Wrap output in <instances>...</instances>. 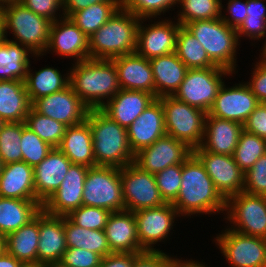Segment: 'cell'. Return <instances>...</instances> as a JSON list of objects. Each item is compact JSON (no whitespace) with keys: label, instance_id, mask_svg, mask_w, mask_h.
Segmentation results:
<instances>
[{"label":"cell","instance_id":"cell-45","mask_svg":"<svg viewBox=\"0 0 266 267\" xmlns=\"http://www.w3.org/2000/svg\"><path fill=\"white\" fill-rule=\"evenodd\" d=\"M22 161L33 168L38 165L52 150V146L43 141L23 122V132L21 136Z\"/></svg>","mask_w":266,"mask_h":267},{"label":"cell","instance_id":"cell-8","mask_svg":"<svg viewBox=\"0 0 266 267\" xmlns=\"http://www.w3.org/2000/svg\"><path fill=\"white\" fill-rule=\"evenodd\" d=\"M235 75L219 66L188 69L184 80L173 96L179 101L208 113L214 104L221 85L226 79L235 78Z\"/></svg>","mask_w":266,"mask_h":267},{"label":"cell","instance_id":"cell-26","mask_svg":"<svg viewBox=\"0 0 266 267\" xmlns=\"http://www.w3.org/2000/svg\"><path fill=\"white\" fill-rule=\"evenodd\" d=\"M243 130L240 123L207 114L200 148L203 151L232 156Z\"/></svg>","mask_w":266,"mask_h":267},{"label":"cell","instance_id":"cell-59","mask_svg":"<svg viewBox=\"0 0 266 267\" xmlns=\"http://www.w3.org/2000/svg\"><path fill=\"white\" fill-rule=\"evenodd\" d=\"M5 39L4 36V25H3V17L0 9V43Z\"/></svg>","mask_w":266,"mask_h":267},{"label":"cell","instance_id":"cell-34","mask_svg":"<svg viewBox=\"0 0 266 267\" xmlns=\"http://www.w3.org/2000/svg\"><path fill=\"white\" fill-rule=\"evenodd\" d=\"M39 200L0 197V234L9 233L27 225L42 210Z\"/></svg>","mask_w":266,"mask_h":267},{"label":"cell","instance_id":"cell-39","mask_svg":"<svg viewBox=\"0 0 266 267\" xmlns=\"http://www.w3.org/2000/svg\"><path fill=\"white\" fill-rule=\"evenodd\" d=\"M246 11L247 17L237 29L240 44L242 43L240 39L244 40V38L249 42L252 41L251 46L258 41L263 44L266 40V0H247Z\"/></svg>","mask_w":266,"mask_h":267},{"label":"cell","instance_id":"cell-6","mask_svg":"<svg viewBox=\"0 0 266 267\" xmlns=\"http://www.w3.org/2000/svg\"><path fill=\"white\" fill-rule=\"evenodd\" d=\"M1 13L6 39L27 47L35 55L44 54L49 43L51 20L35 14L20 2L1 8ZM10 34L12 39L8 38Z\"/></svg>","mask_w":266,"mask_h":267},{"label":"cell","instance_id":"cell-54","mask_svg":"<svg viewBox=\"0 0 266 267\" xmlns=\"http://www.w3.org/2000/svg\"><path fill=\"white\" fill-rule=\"evenodd\" d=\"M245 131L266 139V103H260L243 124Z\"/></svg>","mask_w":266,"mask_h":267},{"label":"cell","instance_id":"cell-35","mask_svg":"<svg viewBox=\"0 0 266 267\" xmlns=\"http://www.w3.org/2000/svg\"><path fill=\"white\" fill-rule=\"evenodd\" d=\"M39 213L27 225L4 237V250L22 263H37Z\"/></svg>","mask_w":266,"mask_h":267},{"label":"cell","instance_id":"cell-3","mask_svg":"<svg viewBox=\"0 0 266 267\" xmlns=\"http://www.w3.org/2000/svg\"><path fill=\"white\" fill-rule=\"evenodd\" d=\"M86 121L90 125L96 166L123 168L134 162L128 132L100 109H89Z\"/></svg>","mask_w":266,"mask_h":267},{"label":"cell","instance_id":"cell-50","mask_svg":"<svg viewBox=\"0 0 266 267\" xmlns=\"http://www.w3.org/2000/svg\"><path fill=\"white\" fill-rule=\"evenodd\" d=\"M252 63L251 77L244 81L260 103H266V59L258 56ZM254 65V67H253Z\"/></svg>","mask_w":266,"mask_h":267},{"label":"cell","instance_id":"cell-1","mask_svg":"<svg viewBox=\"0 0 266 267\" xmlns=\"http://www.w3.org/2000/svg\"><path fill=\"white\" fill-rule=\"evenodd\" d=\"M181 179L179 194L171 204L182 219L221 213L224 217L226 200L216 190L204 165L193 152L182 163Z\"/></svg>","mask_w":266,"mask_h":267},{"label":"cell","instance_id":"cell-58","mask_svg":"<svg viewBox=\"0 0 266 267\" xmlns=\"http://www.w3.org/2000/svg\"><path fill=\"white\" fill-rule=\"evenodd\" d=\"M21 264V261L17 260L5 250L0 253V267H20Z\"/></svg>","mask_w":266,"mask_h":267},{"label":"cell","instance_id":"cell-5","mask_svg":"<svg viewBox=\"0 0 266 267\" xmlns=\"http://www.w3.org/2000/svg\"><path fill=\"white\" fill-rule=\"evenodd\" d=\"M184 27L197 38L216 66L238 73L237 54L241 44L236 29L221 18L194 21Z\"/></svg>","mask_w":266,"mask_h":267},{"label":"cell","instance_id":"cell-31","mask_svg":"<svg viewBox=\"0 0 266 267\" xmlns=\"http://www.w3.org/2000/svg\"><path fill=\"white\" fill-rule=\"evenodd\" d=\"M31 61L24 81L30 103L36 99L59 92L70 85V68L66 73L46 65L39 70L31 68Z\"/></svg>","mask_w":266,"mask_h":267},{"label":"cell","instance_id":"cell-47","mask_svg":"<svg viewBox=\"0 0 266 267\" xmlns=\"http://www.w3.org/2000/svg\"><path fill=\"white\" fill-rule=\"evenodd\" d=\"M181 175L182 164L169 166L154 174L160 195L166 203H172L178 196L181 188Z\"/></svg>","mask_w":266,"mask_h":267},{"label":"cell","instance_id":"cell-56","mask_svg":"<svg viewBox=\"0 0 266 267\" xmlns=\"http://www.w3.org/2000/svg\"><path fill=\"white\" fill-rule=\"evenodd\" d=\"M107 0H63L64 17H70L74 12L87 8L91 4H96Z\"/></svg>","mask_w":266,"mask_h":267},{"label":"cell","instance_id":"cell-11","mask_svg":"<svg viewBox=\"0 0 266 267\" xmlns=\"http://www.w3.org/2000/svg\"><path fill=\"white\" fill-rule=\"evenodd\" d=\"M218 232L212 243L220 249L228 267H266L265 238L241 234L226 225Z\"/></svg>","mask_w":266,"mask_h":267},{"label":"cell","instance_id":"cell-49","mask_svg":"<svg viewBox=\"0 0 266 267\" xmlns=\"http://www.w3.org/2000/svg\"><path fill=\"white\" fill-rule=\"evenodd\" d=\"M102 256L81 248H67L59 264L54 266L99 267Z\"/></svg>","mask_w":266,"mask_h":267},{"label":"cell","instance_id":"cell-60","mask_svg":"<svg viewBox=\"0 0 266 267\" xmlns=\"http://www.w3.org/2000/svg\"><path fill=\"white\" fill-rule=\"evenodd\" d=\"M18 2H20V0H0V9Z\"/></svg>","mask_w":266,"mask_h":267},{"label":"cell","instance_id":"cell-46","mask_svg":"<svg viewBox=\"0 0 266 267\" xmlns=\"http://www.w3.org/2000/svg\"><path fill=\"white\" fill-rule=\"evenodd\" d=\"M111 211L94 206L81 205L67 217L77 226L90 230H105Z\"/></svg>","mask_w":266,"mask_h":267},{"label":"cell","instance_id":"cell-22","mask_svg":"<svg viewBox=\"0 0 266 267\" xmlns=\"http://www.w3.org/2000/svg\"><path fill=\"white\" fill-rule=\"evenodd\" d=\"M127 132L129 144L134 154L167 135L161 102L156 99L134 120Z\"/></svg>","mask_w":266,"mask_h":267},{"label":"cell","instance_id":"cell-64","mask_svg":"<svg viewBox=\"0 0 266 267\" xmlns=\"http://www.w3.org/2000/svg\"><path fill=\"white\" fill-rule=\"evenodd\" d=\"M2 167H3V163H2L1 158H0V174H1V171H2Z\"/></svg>","mask_w":266,"mask_h":267},{"label":"cell","instance_id":"cell-2","mask_svg":"<svg viewBox=\"0 0 266 267\" xmlns=\"http://www.w3.org/2000/svg\"><path fill=\"white\" fill-rule=\"evenodd\" d=\"M71 64L70 85L89 109H101L119 92L117 70L112 60L89 58Z\"/></svg>","mask_w":266,"mask_h":267},{"label":"cell","instance_id":"cell-51","mask_svg":"<svg viewBox=\"0 0 266 267\" xmlns=\"http://www.w3.org/2000/svg\"><path fill=\"white\" fill-rule=\"evenodd\" d=\"M26 8L52 22L63 18V0H20ZM59 11V13H58Z\"/></svg>","mask_w":266,"mask_h":267},{"label":"cell","instance_id":"cell-24","mask_svg":"<svg viewBox=\"0 0 266 267\" xmlns=\"http://www.w3.org/2000/svg\"><path fill=\"white\" fill-rule=\"evenodd\" d=\"M157 98L146 91L120 89L100 110L126 129Z\"/></svg>","mask_w":266,"mask_h":267},{"label":"cell","instance_id":"cell-42","mask_svg":"<svg viewBox=\"0 0 266 267\" xmlns=\"http://www.w3.org/2000/svg\"><path fill=\"white\" fill-rule=\"evenodd\" d=\"M25 124L52 147L60 145L67 128L63 123L39 114L32 107L26 116Z\"/></svg>","mask_w":266,"mask_h":267},{"label":"cell","instance_id":"cell-9","mask_svg":"<svg viewBox=\"0 0 266 267\" xmlns=\"http://www.w3.org/2000/svg\"><path fill=\"white\" fill-rule=\"evenodd\" d=\"M82 205L100 207L111 212L124 211L120 168L113 166L88 168Z\"/></svg>","mask_w":266,"mask_h":267},{"label":"cell","instance_id":"cell-55","mask_svg":"<svg viewBox=\"0 0 266 267\" xmlns=\"http://www.w3.org/2000/svg\"><path fill=\"white\" fill-rule=\"evenodd\" d=\"M135 258L133 252H112L102 257L99 267H132Z\"/></svg>","mask_w":266,"mask_h":267},{"label":"cell","instance_id":"cell-4","mask_svg":"<svg viewBox=\"0 0 266 267\" xmlns=\"http://www.w3.org/2000/svg\"><path fill=\"white\" fill-rule=\"evenodd\" d=\"M139 18L122 6L88 37L91 59H107L132 54L137 47Z\"/></svg>","mask_w":266,"mask_h":267},{"label":"cell","instance_id":"cell-53","mask_svg":"<svg viewBox=\"0 0 266 267\" xmlns=\"http://www.w3.org/2000/svg\"><path fill=\"white\" fill-rule=\"evenodd\" d=\"M174 253H167L164 250L142 251L136 253V258L132 267H168L169 263L175 258Z\"/></svg>","mask_w":266,"mask_h":267},{"label":"cell","instance_id":"cell-52","mask_svg":"<svg viewBox=\"0 0 266 267\" xmlns=\"http://www.w3.org/2000/svg\"><path fill=\"white\" fill-rule=\"evenodd\" d=\"M224 1L227 2L221 4L220 18L227 25L237 30L247 17V11H246L247 0H224Z\"/></svg>","mask_w":266,"mask_h":267},{"label":"cell","instance_id":"cell-14","mask_svg":"<svg viewBox=\"0 0 266 267\" xmlns=\"http://www.w3.org/2000/svg\"><path fill=\"white\" fill-rule=\"evenodd\" d=\"M125 211L155 208L166 202L161 197L154 174L141 170L134 163L120 168Z\"/></svg>","mask_w":266,"mask_h":267},{"label":"cell","instance_id":"cell-30","mask_svg":"<svg viewBox=\"0 0 266 267\" xmlns=\"http://www.w3.org/2000/svg\"><path fill=\"white\" fill-rule=\"evenodd\" d=\"M155 82V97L173 96L188 68L176 52L149 59Z\"/></svg>","mask_w":266,"mask_h":267},{"label":"cell","instance_id":"cell-20","mask_svg":"<svg viewBox=\"0 0 266 267\" xmlns=\"http://www.w3.org/2000/svg\"><path fill=\"white\" fill-rule=\"evenodd\" d=\"M88 167L71 164L60 187L42 205V209L55 216H67L82 205V193Z\"/></svg>","mask_w":266,"mask_h":267},{"label":"cell","instance_id":"cell-57","mask_svg":"<svg viewBox=\"0 0 266 267\" xmlns=\"http://www.w3.org/2000/svg\"><path fill=\"white\" fill-rule=\"evenodd\" d=\"M204 260L202 259V261H198L193 260V259H189L186 257V259H183L181 256H177L169 263L168 267H210L211 265L208 266V263H204Z\"/></svg>","mask_w":266,"mask_h":267},{"label":"cell","instance_id":"cell-61","mask_svg":"<svg viewBox=\"0 0 266 267\" xmlns=\"http://www.w3.org/2000/svg\"><path fill=\"white\" fill-rule=\"evenodd\" d=\"M20 267H47L39 263H22Z\"/></svg>","mask_w":266,"mask_h":267},{"label":"cell","instance_id":"cell-32","mask_svg":"<svg viewBox=\"0 0 266 267\" xmlns=\"http://www.w3.org/2000/svg\"><path fill=\"white\" fill-rule=\"evenodd\" d=\"M31 107L24 81H0V119L3 122H25Z\"/></svg>","mask_w":266,"mask_h":267},{"label":"cell","instance_id":"cell-65","mask_svg":"<svg viewBox=\"0 0 266 267\" xmlns=\"http://www.w3.org/2000/svg\"><path fill=\"white\" fill-rule=\"evenodd\" d=\"M52 267H70V266H52Z\"/></svg>","mask_w":266,"mask_h":267},{"label":"cell","instance_id":"cell-19","mask_svg":"<svg viewBox=\"0 0 266 267\" xmlns=\"http://www.w3.org/2000/svg\"><path fill=\"white\" fill-rule=\"evenodd\" d=\"M192 152L184 142L165 135L134 154L133 163L143 171L156 174L169 166L182 164Z\"/></svg>","mask_w":266,"mask_h":267},{"label":"cell","instance_id":"cell-63","mask_svg":"<svg viewBox=\"0 0 266 267\" xmlns=\"http://www.w3.org/2000/svg\"><path fill=\"white\" fill-rule=\"evenodd\" d=\"M4 250V237L0 234V253Z\"/></svg>","mask_w":266,"mask_h":267},{"label":"cell","instance_id":"cell-15","mask_svg":"<svg viewBox=\"0 0 266 267\" xmlns=\"http://www.w3.org/2000/svg\"><path fill=\"white\" fill-rule=\"evenodd\" d=\"M226 84L227 82H224L221 85L207 114L243 125L260 102L244 80L235 82L233 86Z\"/></svg>","mask_w":266,"mask_h":267},{"label":"cell","instance_id":"cell-10","mask_svg":"<svg viewBox=\"0 0 266 267\" xmlns=\"http://www.w3.org/2000/svg\"><path fill=\"white\" fill-rule=\"evenodd\" d=\"M223 219L236 232L266 239V196L242 191L229 197Z\"/></svg>","mask_w":266,"mask_h":267},{"label":"cell","instance_id":"cell-21","mask_svg":"<svg viewBox=\"0 0 266 267\" xmlns=\"http://www.w3.org/2000/svg\"><path fill=\"white\" fill-rule=\"evenodd\" d=\"M67 249L64 216L39 212V242L37 263L52 267L60 263Z\"/></svg>","mask_w":266,"mask_h":267},{"label":"cell","instance_id":"cell-33","mask_svg":"<svg viewBox=\"0 0 266 267\" xmlns=\"http://www.w3.org/2000/svg\"><path fill=\"white\" fill-rule=\"evenodd\" d=\"M43 57V55L33 54L27 47L5 38L0 43V81H25L30 61L38 59L40 61V58Z\"/></svg>","mask_w":266,"mask_h":267},{"label":"cell","instance_id":"cell-13","mask_svg":"<svg viewBox=\"0 0 266 267\" xmlns=\"http://www.w3.org/2000/svg\"><path fill=\"white\" fill-rule=\"evenodd\" d=\"M180 26L174 16L172 18L140 19L135 52L146 59L176 52L177 35Z\"/></svg>","mask_w":266,"mask_h":267},{"label":"cell","instance_id":"cell-12","mask_svg":"<svg viewBox=\"0 0 266 267\" xmlns=\"http://www.w3.org/2000/svg\"><path fill=\"white\" fill-rule=\"evenodd\" d=\"M134 216L140 246L148 251L161 250L156 246L161 243L166 244L167 241L169 243V237L175 231L173 230L177 223L175 221L181 219L177 209L171 203H165L160 207L137 210L134 212Z\"/></svg>","mask_w":266,"mask_h":267},{"label":"cell","instance_id":"cell-25","mask_svg":"<svg viewBox=\"0 0 266 267\" xmlns=\"http://www.w3.org/2000/svg\"><path fill=\"white\" fill-rule=\"evenodd\" d=\"M120 89L146 91L155 96V82L149 59L136 52L111 59Z\"/></svg>","mask_w":266,"mask_h":267},{"label":"cell","instance_id":"cell-36","mask_svg":"<svg viewBox=\"0 0 266 267\" xmlns=\"http://www.w3.org/2000/svg\"><path fill=\"white\" fill-rule=\"evenodd\" d=\"M64 231L67 248H81L105 257L111 252L104 230H90L74 224L64 216Z\"/></svg>","mask_w":266,"mask_h":267},{"label":"cell","instance_id":"cell-29","mask_svg":"<svg viewBox=\"0 0 266 267\" xmlns=\"http://www.w3.org/2000/svg\"><path fill=\"white\" fill-rule=\"evenodd\" d=\"M57 148L72 164L83 165L88 168L96 166L92 133L86 120L81 124L67 127Z\"/></svg>","mask_w":266,"mask_h":267},{"label":"cell","instance_id":"cell-27","mask_svg":"<svg viewBox=\"0 0 266 267\" xmlns=\"http://www.w3.org/2000/svg\"><path fill=\"white\" fill-rule=\"evenodd\" d=\"M104 231L111 252L145 251L139 243L134 212H112Z\"/></svg>","mask_w":266,"mask_h":267},{"label":"cell","instance_id":"cell-43","mask_svg":"<svg viewBox=\"0 0 266 267\" xmlns=\"http://www.w3.org/2000/svg\"><path fill=\"white\" fill-rule=\"evenodd\" d=\"M23 122H3L0 127V158L3 165L22 161Z\"/></svg>","mask_w":266,"mask_h":267},{"label":"cell","instance_id":"cell-7","mask_svg":"<svg viewBox=\"0 0 266 267\" xmlns=\"http://www.w3.org/2000/svg\"><path fill=\"white\" fill-rule=\"evenodd\" d=\"M157 99L163 106L167 135L184 142L192 150L200 147L207 113L177 100L174 96H162Z\"/></svg>","mask_w":266,"mask_h":267},{"label":"cell","instance_id":"cell-66","mask_svg":"<svg viewBox=\"0 0 266 267\" xmlns=\"http://www.w3.org/2000/svg\"><path fill=\"white\" fill-rule=\"evenodd\" d=\"M2 124H3V121L0 119V127H1Z\"/></svg>","mask_w":266,"mask_h":267},{"label":"cell","instance_id":"cell-37","mask_svg":"<svg viewBox=\"0 0 266 267\" xmlns=\"http://www.w3.org/2000/svg\"><path fill=\"white\" fill-rule=\"evenodd\" d=\"M121 6V0H107L74 12L69 18L89 37Z\"/></svg>","mask_w":266,"mask_h":267},{"label":"cell","instance_id":"cell-16","mask_svg":"<svg viewBox=\"0 0 266 267\" xmlns=\"http://www.w3.org/2000/svg\"><path fill=\"white\" fill-rule=\"evenodd\" d=\"M53 52V53H52ZM67 58L73 63L90 58L88 36L68 17L52 22L49 43L43 54Z\"/></svg>","mask_w":266,"mask_h":267},{"label":"cell","instance_id":"cell-18","mask_svg":"<svg viewBox=\"0 0 266 267\" xmlns=\"http://www.w3.org/2000/svg\"><path fill=\"white\" fill-rule=\"evenodd\" d=\"M32 108L67 127L83 123L89 111L71 85L59 92L36 99L32 103Z\"/></svg>","mask_w":266,"mask_h":267},{"label":"cell","instance_id":"cell-62","mask_svg":"<svg viewBox=\"0 0 266 267\" xmlns=\"http://www.w3.org/2000/svg\"><path fill=\"white\" fill-rule=\"evenodd\" d=\"M259 53H260L259 56L266 59V40L263 43V46L260 47Z\"/></svg>","mask_w":266,"mask_h":267},{"label":"cell","instance_id":"cell-40","mask_svg":"<svg viewBox=\"0 0 266 267\" xmlns=\"http://www.w3.org/2000/svg\"><path fill=\"white\" fill-rule=\"evenodd\" d=\"M223 2V0H179L178 11L174 18L181 26L194 21L220 18Z\"/></svg>","mask_w":266,"mask_h":267},{"label":"cell","instance_id":"cell-41","mask_svg":"<svg viewBox=\"0 0 266 267\" xmlns=\"http://www.w3.org/2000/svg\"><path fill=\"white\" fill-rule=\"evenodd\" d=\"M264 154H266V139L243 130L232 156L245 173Z\"/></svg>","mask_w":266,"mask_h":267},{"label":"cell","instance_id":"cell-38","mask_svg":"<svg viewBox=\"0 0 266 267\" xmlns=\"http://www.w3.org/2000/svg\"><path fill=\"white\" fill-rule=\"evenodd\" d=\"M176 54L188 69L215 67L197 38L184 26L177 35Z\"/></svg>","mask_w":266,"mask_h":267},{"label":"cell","instance_id":"cell-28","mask_svg":"<svg viewBox=\"0 0 266 267\" xmlns=\"http://www.w3.org/2000/svg\"><path fill=\"white\" fill-rule=\"evenodd\" d=\"M0 197L38 200L34 189V169L24 161L3 165L0 174Z\"/></svg>","mask_w":266,"mask_h":267},{"label":"cell","instance_id":"cell-23","mask_svg":"<svg viewBox=\"0 0 266 267\" xmlns=\"http://www.w3.org/2000/svg\"><path fill=\"white\" fill-rule=\"evenodd\" d=\"M72 162L57 147L34 169V189L36 198L44 204L60 187Z\"/></svg>","mask_w":266,"mask_h":267},{"label":"cell","instance_id":"cell-17","mask_svg":"<svg viewBox=\"0 0 266 267\" xmlns=\"http://www.w3.org/2000/svg\"><path fill=\"white\" fill-rule=\"evenodd\" d=\"M193 153L202 162L216 190L225 200L243 191L244 172L233 156L203 151L200 147L195 148Z\"/></svg>","mask_w":266,"mask_h":267},{"label":"cell","instance_id":"cell-48","mask_svg":"<svg viewBox=\"0 0 266 267\" xmlns=\"http://www.w3.org/2000/svg\"><path fill=\"white\" fill-rule=\"evenodd\" d=\"M243 191L252 195L266 196V154L244 173Z\"/></svg>","mask_w":266,"mask_h":267},{"label":"cell","instance_id":"cell-44","mask_svg":"<svg viewBox=\"0 0 266 267\" xmlns=\"http://www.w3.org/2000/svg\"><path fill=\"white\" fill-rule=\"evenodd\" d=\"M178 3L179 0H121L122 7L139 19L165 17L166 12L169 14L178 7Z\"/></svg>","mask_w":266,"mask_h":267}]
</instances>
